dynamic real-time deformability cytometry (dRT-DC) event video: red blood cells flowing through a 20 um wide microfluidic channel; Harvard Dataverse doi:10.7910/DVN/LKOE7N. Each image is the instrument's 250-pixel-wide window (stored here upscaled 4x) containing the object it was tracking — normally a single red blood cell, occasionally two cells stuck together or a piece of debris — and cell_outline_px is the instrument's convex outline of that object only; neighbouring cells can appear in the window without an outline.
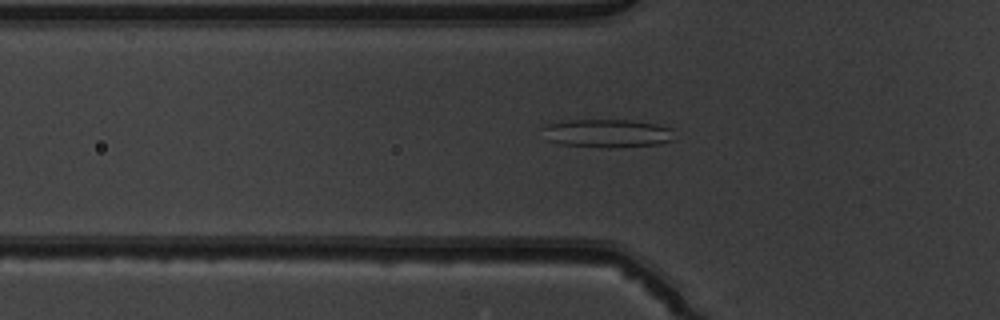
{"species": "common noctule bat (a hibernating species)", "species_latin": "Nyctalus noctula", "temperature_condition": "warm", "stored_images_in_passage": 45, "camera_frame_rate_fps": 3000, "um_per_image_px": 0.085, "animal": {"sex": "male", "body_mass_g": 19.5, "forearm_length_mm": 54.6}, "frame": {"image": 1, "passage_image": 13, "time_ms": 4.0, "image_size_px": [1000, 320], "cell_outline_px": [[672, 140], [660, 144], [608, 148], [604, 148], [560, 144], [548, 140], [540, 128], [544, 124], [568, 120], [628, 120], [656, 124], [672, 128]], "centroid_in_image_um": [51.55, 11.33], "position_along_channel_um": 74.2, "area_um2": 21.85}}
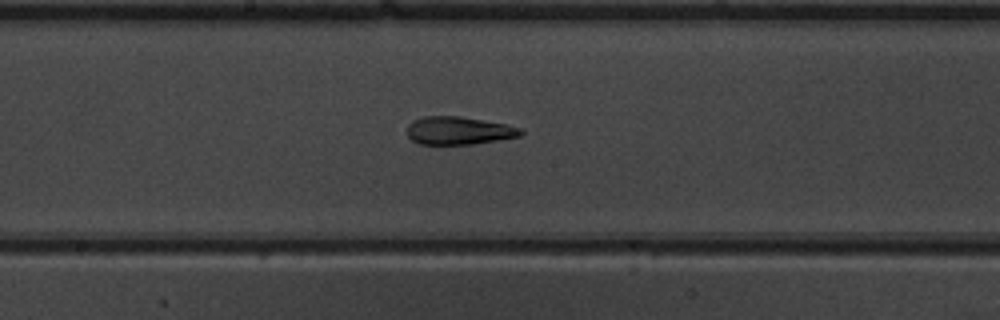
{"frame": {"image": 2, "passage_image": 23, "time_ms": 7.333, "image_size_px": [1000, 320], "cell_outline_px": [[524, 132], [520, 136], [472, 144], [420, 144], [412, 140], [408, 136], [408, 124], [412, 120], [424, 116], [460, 116], [508, 124], [520, 128]], "centroid_in_image_um": [38.99, 11.09], "position_along_channel_um": 209.2, "area_um2": 18.5}}
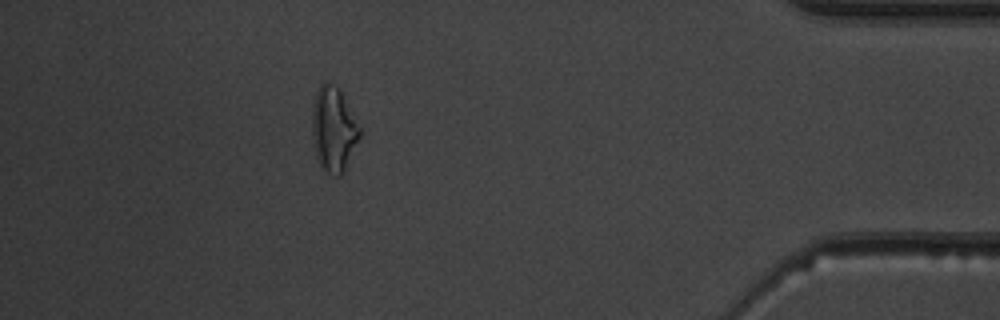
{"frame": {"image": 3, "passage_image": 41, "time_ms": 13.333, "image_size_px": [1000, 320], "cell_outline_px": [[360, 136], [340, 176], [336, 176], [320, 168], [316, 156], [312, 132], [312, 104], [316, 92], [320, 84], [324, 80], [328, 80], [340, 88], [360, 128]], "centroid_in_image_um": [28.32, 10.92], "position_along_channel_um": 406.9, "area_um2": 23.41}}